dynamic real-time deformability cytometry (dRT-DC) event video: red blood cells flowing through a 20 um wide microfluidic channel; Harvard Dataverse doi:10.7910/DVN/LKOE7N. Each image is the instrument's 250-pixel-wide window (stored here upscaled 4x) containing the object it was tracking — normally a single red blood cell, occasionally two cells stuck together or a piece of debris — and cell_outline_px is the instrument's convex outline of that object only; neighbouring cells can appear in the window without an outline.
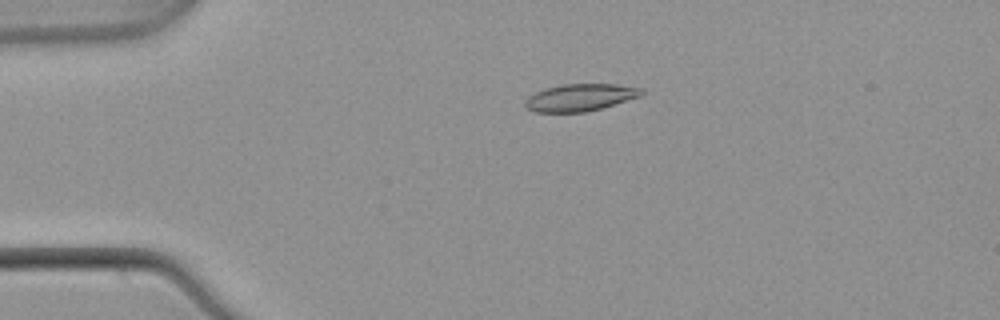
{"species": "common noctule bat (a hibernating species)", "species_latin": "Nyctalus noctula", "temperature_condition": "warm", "stored_images_in_passage": 53, "camera_frame_rate_fps": 3000, "um_per_image_px": 0.085, "animal": {"sex": "male", "body_mass_g": 21.5, "forearm_length_mm": 52.0}, "frame": {"image": 1, "passage_image": 12, "time_ms": 3.667, "image_size_px": [1000, 320], "cell_outline_px": [[644, 92], [640, 96], [600, 108], [584, 112], [536, 112], [524, 108], [524, 100], [528, 96], [544, 88], [560, 84], [616, 84], [644, 88]], "centroid_in_image_um": [49.26, 8.27], "position_along_channel_um": 35.7, "area_um2": 18.5}}
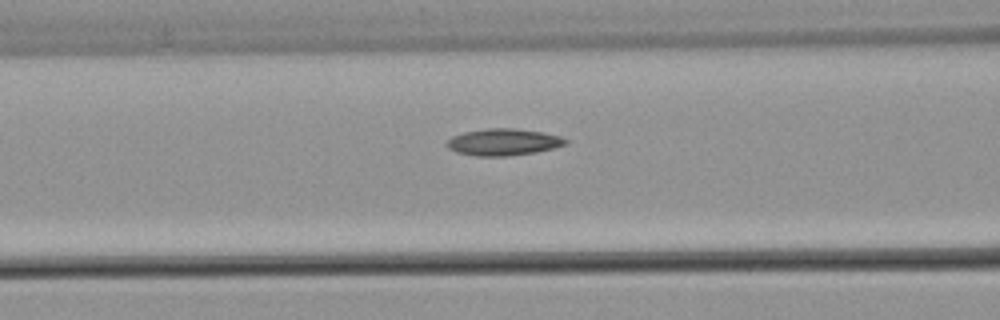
{"frame": {"image": 2, "passage_image": 22, "time_ms": 7.0, "image_size_px": [1000, 320], "cell_outline_px": [[568, 144], [536, 152], [508, 156], [476, 156], [456, 152], [448, 148], [444, 144], [452, 136], [464, 132], [484, 128], [516, 128], [544, 132], [560, 136], [568, 140]], "centroid_in_image_um": [42.78, 12.07], "position_along_channel_um": 123.8, "area_um2": 18.73}}
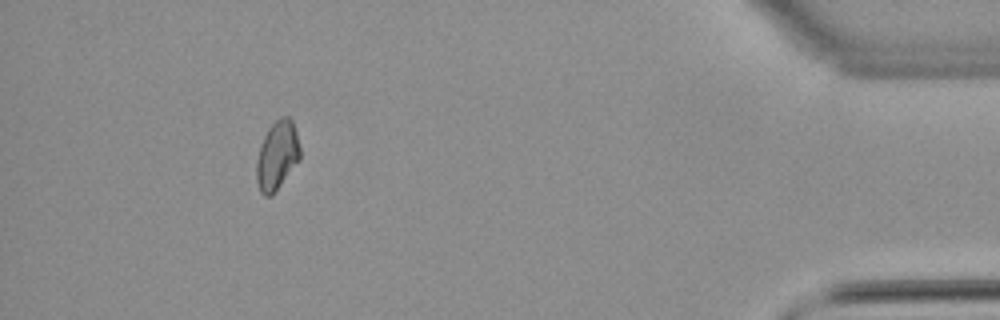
{"frame": {"image": 3, "passage_image": 49, "time_ms": 16.0, "image_size_px": [1000, 320], "cell_outline_px": [[300, 160], [272, 196], [264, 196], [260, 192], [256, 180], [256, 160], [260, 144], [268, 128], [280, 116], [288, 116], [292, 120], [296, 132], [300, 148]], "centroid_in_image_um": [23.54, 13.22], "position_along_channel_um": 411.7, "area_um2": 17.69}}